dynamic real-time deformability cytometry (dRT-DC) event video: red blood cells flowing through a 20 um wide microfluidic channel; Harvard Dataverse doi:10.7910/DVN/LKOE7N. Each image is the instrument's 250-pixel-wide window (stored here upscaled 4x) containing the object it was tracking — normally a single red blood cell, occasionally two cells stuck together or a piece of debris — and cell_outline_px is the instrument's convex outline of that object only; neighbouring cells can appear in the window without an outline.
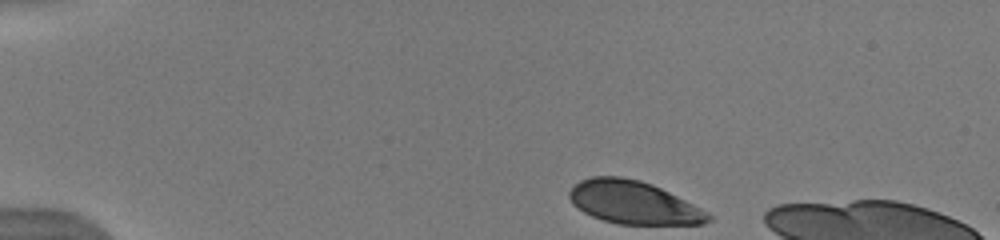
{"species": "human", "species_latin": "Homo sapiens", "temperature_condition": "warm", "stored_images_in_passage": 43, "camera_frame_rate_fps": 3000, "um_per_image_px": 0.085, "donor": {"sex": "male"}, "frame": {"image": 1, "passage_image": 1, "time_ms": 0.0, "image_size_px": [1000, 240], "cell_outline_px": [[712, 220], [704, 224], [616, 224], [592, 216], [584, 212], [572, 204], [568, 196], [568, 192], [580, 180], [592, 176], [620, 176], [640, 180], [652, 184], [708, 212], [712, 216]], "centroid_in_image_um": [53.83, 17.21], "position_along_channel_um": 31.2, "area_um2": 34.62}}
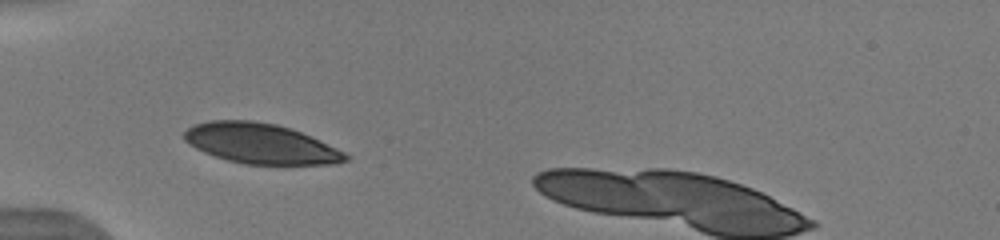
{"frame": {"image": 2, "passage_image": 7, "time_ms": 2.667, "image_size_px": [1000, 240], "cell_outline_px": [[352, 156], [348, 160], [336, 164], [244, 164], [228, 160], [204, 152], [188, 144], [184, 140], [184, 132], [188, 128], [196, 124], [208, 120], [252, 120], [276, 124], [312, 136]], "centroid_in_image_um": [22.16, 12.2], "position_along_channel_um": 62.8, "area_um2": 37.69}}
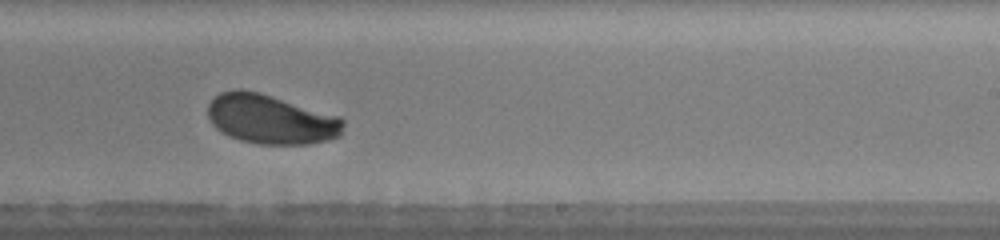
{"frame": {"image": 3, "passage_image": 26, "time_ms": 8.0, "image_size_px": [1000, 240], "cell_outline_px": [[344, 124], [340, 136], [328, 140], [308, 144], [260, 144], [240, 140], [228, 136], [220, 132], [212, 124], [208, 116], [208, 104], [220, 92], [236, 88], [240, 88], [260, 92], [340, 116], [344, 120]], "centroid_in_image_um": [23.01, 10.13], "position_along_channel_um": 266.0, "area_um2": 39.3}}